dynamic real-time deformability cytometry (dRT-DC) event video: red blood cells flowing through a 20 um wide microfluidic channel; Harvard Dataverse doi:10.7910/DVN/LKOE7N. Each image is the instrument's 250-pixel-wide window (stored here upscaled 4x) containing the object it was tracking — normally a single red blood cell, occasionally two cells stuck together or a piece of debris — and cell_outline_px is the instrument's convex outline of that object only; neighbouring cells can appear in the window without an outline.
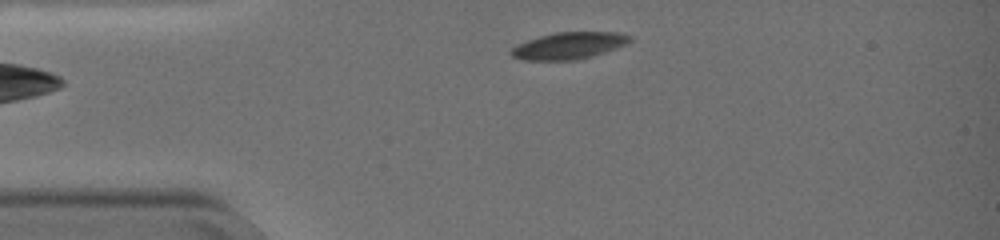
{"species": "common noctule bat (a hibernating species)", "species_latin": "Nyctalus noctula", "temperature_condition": "warm", "stored_images_in_passage": 4, "camera_frame_rate_fps": 3000, "um_per_image_px": 0.085, "animal": {"sex": "female", "body_mass_g": 19.0, "forearm_length_mm": 51.5}, "frame": {"image": 1, "passage_image": 1, "time_ms": 0.0, "image_size_px": [1000, 240], "cell_outline_px": [[632, 40], [628, 44], [592, 56], [576, 60], [520, 60], [512, 56], [508, 52], [516, 44], [540, 36], [556, 32], [616, 32], [632, 36]], "centroid_in_image_um": [48.34, 3.88], "position_along_channel_um": 36.7, "area_um2": 18.67}}
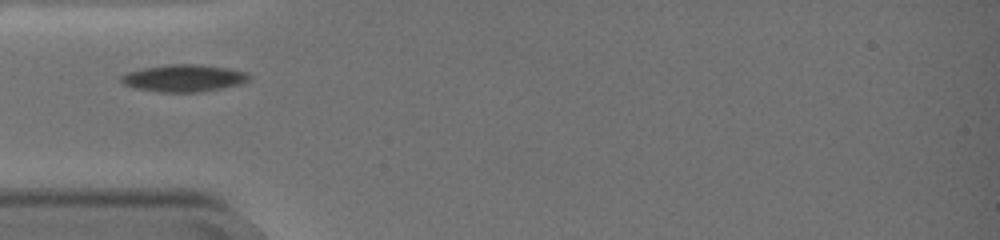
{"frame": {"image": 2, "passage_image": 3, "time_ms": 0.667, "image_size_px": [1000, 240], "cell_outline_px": [[252, 76], [248, 80], [240, 84], [200, 92], [160, 92], [132, 88], [124, 84], [120, 80], [120, 76], [128, 72], [144, 68], [168, 64], [200, 64], [228, 68], [244, 72]], "centroid_in_image_um": [15.59, 6.64], "position_along_channel_um": 69.4, "area_um2": 20.23}}